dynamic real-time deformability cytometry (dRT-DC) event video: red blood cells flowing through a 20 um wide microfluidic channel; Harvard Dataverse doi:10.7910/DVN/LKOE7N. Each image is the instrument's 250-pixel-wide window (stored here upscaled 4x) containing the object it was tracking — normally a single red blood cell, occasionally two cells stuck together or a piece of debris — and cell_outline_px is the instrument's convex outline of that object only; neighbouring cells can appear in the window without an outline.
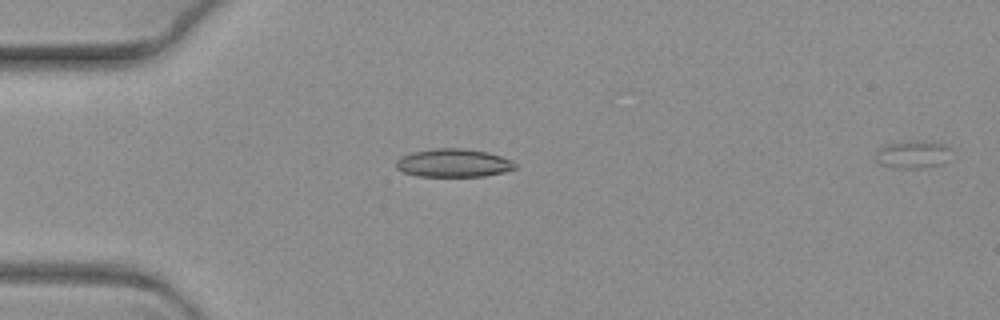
{"species": "common noctule bat (a hibernating species)", "species_latin": "Nyctalus noctula", "temperature_condition": "warm", "stored_images_in_passage": 7, "camera_frame_rate_fps": 3000, "um_per_image_px": 0.085, "animal": {"sex": "female", "body_mass_g": 19.3, "forearm_length_mm": 54.1}, "frame": {"image": 1, "passage_image": 5, "time_ms": 1.333, "image_size_px": [1000, 320], "cell_outline_px": [[516, 168], [504, 172], [484, 176], [416, 176], [404, 172], [396, 168], [396, 160], [412, 152], [436, 148], [464, 148], [488, 152], [512, 160], [516, 164]], "centroid_in_image_um": [38.56, 13.85], "position_along_channel_um": 46.4, "area_um2": 19.54}}
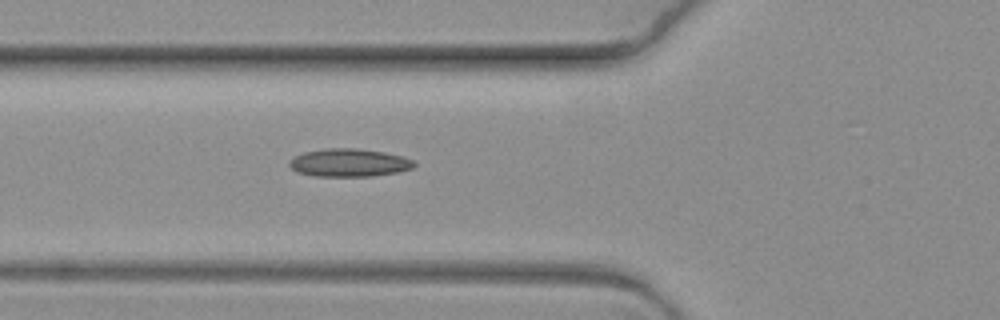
{"frame": {"image": 2, "passage_image": 7, "time_ms": 2.0, "image_size_px": [1000, 320], "cell_outline_px": [[416, 164], [412, 168], [396, 172], [368, 176], [316, 176], [296, 172], [288, 164], [288, 160], [304, 152], [324, 148], [356, 148], [384, 152], [400, 156], [412, 160]], "centroid_in_image_um": [29.62, 13.82], "position_along_channel_um": 96.2, "area_um2": 20.17}}